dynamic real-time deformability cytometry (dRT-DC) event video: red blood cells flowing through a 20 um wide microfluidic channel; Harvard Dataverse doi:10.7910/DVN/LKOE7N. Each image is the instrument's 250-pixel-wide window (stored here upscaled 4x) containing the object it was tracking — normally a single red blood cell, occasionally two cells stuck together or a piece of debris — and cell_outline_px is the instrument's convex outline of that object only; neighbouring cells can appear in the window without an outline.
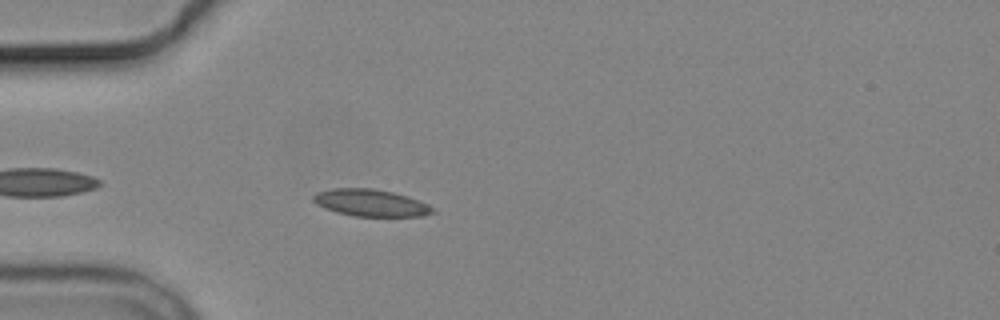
{"species": "common noctule bat (a hibernating species)", "species_latin": "Nyctalus noctula", "temperature_condition": "cold", "stored_images_in_passage": 4, "camera_frame_rate_fps": 3000, "um_per_image_px": 0.085, "animal": {"sex": "male", "body_mass_g": 19.2, "forearm_length_mm": 51.8}, "frame": {"image": 1, "passage_image": 4, "time_ms": 3.667, "image_size_px": [1000, 320], "cell_outline_px": [[436, 212], [424, 216], [356, 216], [336, 212], [324, 208], [316, 204], [312, 200], [312, 196], [316, 192], [332, 188], [372, 188], [392, 192], [428, 204]], "centroid_in_image_um": [31.46, 17.24], "position_along_channel_um": 53.5, "area_um2": 18.67}}